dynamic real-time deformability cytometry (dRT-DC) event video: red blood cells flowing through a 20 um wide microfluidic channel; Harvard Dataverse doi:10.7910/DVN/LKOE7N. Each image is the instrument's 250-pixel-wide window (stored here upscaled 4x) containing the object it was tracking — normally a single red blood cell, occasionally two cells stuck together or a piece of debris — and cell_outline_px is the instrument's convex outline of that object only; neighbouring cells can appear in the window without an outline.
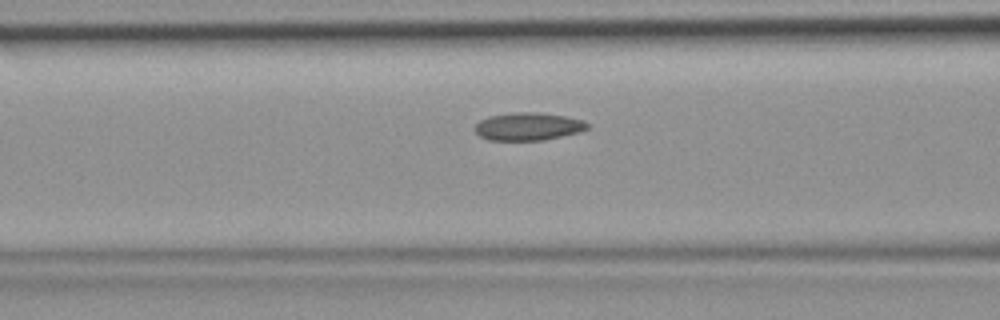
{"species": "common noctule bat (a hibernating species)", "species_latin": "Nyctalus noctula", "temperature_condition": "room temperature", "stored_images_in_passage": 29, "camera_frame_rate_fps": 3000, "um_per_image_px": 0.085, "animal": {"sex": "female", "body_mass_g": 19.9}, "frame": {"image": 1, "passage_image": 9, "time_ms": 2.667, "image_size_px": [1000, 320], "cell_outline_px": [[588, 128], [580, 132], [544, 140], [488, 140], [480, 136], [476, 132], [476, 124], [480, 120], [488, 116], [512, 112], [536, 112], [564, 116], [584, 120], [588, 124]], "centroid_in_image_um": [44.89, 10.75], "position_along_channel_um": 121.7, "area_um2": 18.21}}